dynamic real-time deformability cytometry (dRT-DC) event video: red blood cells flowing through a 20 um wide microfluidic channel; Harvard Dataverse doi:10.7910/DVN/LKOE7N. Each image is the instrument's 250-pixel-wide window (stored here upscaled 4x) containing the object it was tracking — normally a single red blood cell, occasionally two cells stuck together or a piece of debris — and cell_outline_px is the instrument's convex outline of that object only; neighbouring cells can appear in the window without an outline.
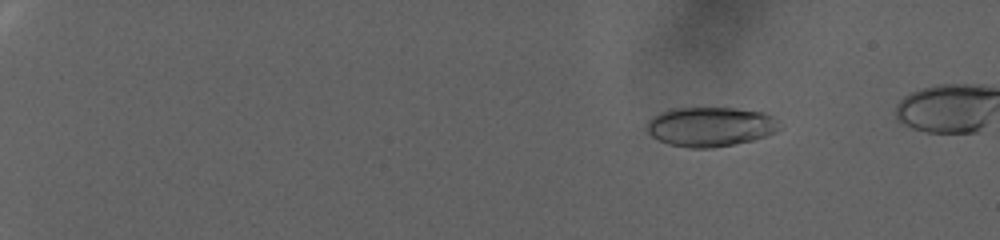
{"species": "human", "species_latin": "Homo sapiens", "temperature_condition": "warm", "stored_images_in_passage": 94, "camera_frame_rate_fps": 3000, "um_per_image_px": 0.085, "donor": {"sex": "female"}, "frame": {"image": 1, "passage_image": 17, "time_ms": 5.333, "image_size_px": [1000, 240], "cell_outline_px": [[784, 128], [768, 136], [756, 140], [712, 148], [688, 148], [668, 144], [652, 136], [648, 132], [648, 120], [652, 116], [668, 108], [736, 108], [764, 112], [772, 116], [784, 124]], "centroid_in_image_um": [60.46, 10.77], "position_along_channel_um": 24.5, "area_um2": 31.15}}
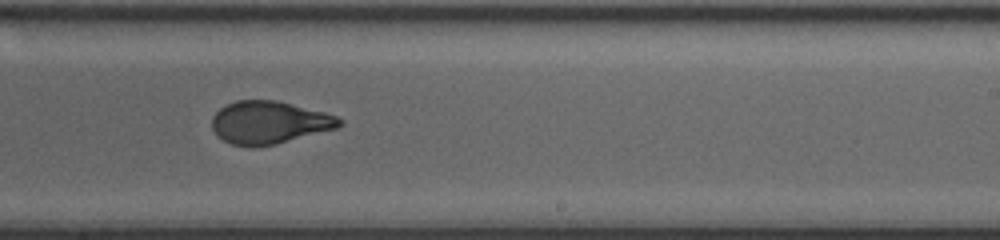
{"frame": {"image": 2, "passage_image": 66, "time_ms": 21.667, "image_size_px": [1000, 240], "cell_outline_px": [[344, 124], [336, 128], [276, 144], [252, 148], [232, 144], [216, 136], [212, 128], [212, 116], [220, 108], [236, 100], [276, 100], [324, 112], [336, 116], [344, 120]], "centroid_in_image_um": [22.86, 10.42], "position_along_channel_um": 266.1, "area_um2": 31.79}}
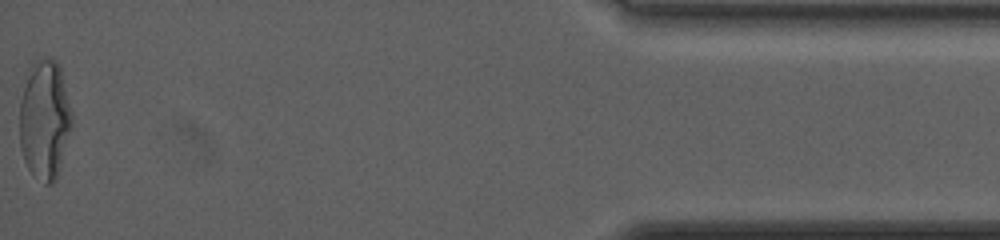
{"frame": {"image": 3, "passage_image": 94, "time_ms": 31.0, "image_size_px": [1000, 240], "cell_outline_px": [[72, 124], [56, 180], [52, 184], [44, 184], [28, 168], [24, 160], [20, 148], [20, 100], [32, 64], [36, 60], [44, 56], [52, 56], [56, 60], [60, 68], [72, 112]], "centroid_in_image_um": [3.8, 10.16], "position_along_channel_um": 431.4, "area_um2": 36.18}, "authors_computed_cell_mechanics": {"area_um2": 32.0212, "velocity_mm_per_s": 2.469, "shape_relaxation_time_tau1_ms": null, "shape_relaxation_time_tau2_ms": 1.3761, "deformation_change_tau1": null, "deformation_change_tau2": 0.071}}